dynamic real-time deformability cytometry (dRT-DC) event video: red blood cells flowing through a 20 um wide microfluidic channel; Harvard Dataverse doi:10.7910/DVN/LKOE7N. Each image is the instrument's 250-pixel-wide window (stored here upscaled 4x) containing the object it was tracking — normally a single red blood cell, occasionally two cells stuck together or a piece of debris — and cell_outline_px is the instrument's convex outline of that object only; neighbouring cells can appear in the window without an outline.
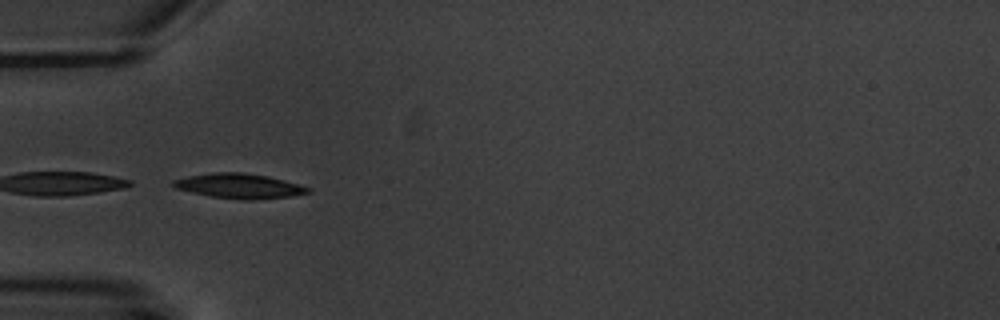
{"species": "common noctule bat (a hibernating species)", "species_latin": "Nyctalus noctula", "temperature_condition": "warm", "stored_images_in_passage": 7, "camera_frame_rate_fps": 3000, "um_per_image_px": 0.085, "animal": {"sex": "male", "body_mass_g": 20.1, "forearm_length_mm": 53.5}, "frame": {"image": 1, "passage_image": 5, "time_ms": 4.667, "image_size_px": [1000, 320], "cell_outline_px": [[312, 192], [288, 196], [252, 200], [244, 200], [212, 196], [192, 192], [176, 188], [172, 184], [172, 180], [188, 176], [212, 172], [244, 172], [268, 176], [300, 184], [312, 188]], "centroid_in_image_um": [20.36, 15.79], "position_along_channel_um": 64.6, "area_um2": 19.42}}